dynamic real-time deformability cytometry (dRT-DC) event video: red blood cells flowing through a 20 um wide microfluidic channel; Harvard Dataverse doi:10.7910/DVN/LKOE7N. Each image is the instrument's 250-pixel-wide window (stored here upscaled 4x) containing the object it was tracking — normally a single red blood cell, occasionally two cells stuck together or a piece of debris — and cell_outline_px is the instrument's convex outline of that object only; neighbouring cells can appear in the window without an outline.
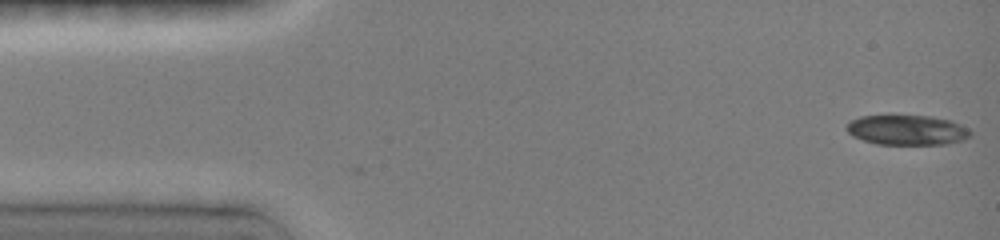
{"species": "common noctule bat (a hibernating species)", "species_latin": "Nyctalus noctula", "temperature_condition": "room temperature", "stored_images_in_passage": 22, "camera_frame_rate_fps": 3000, "um_per_image_px": 0.085, "animal": {"sex": "female", "body_mass_g": 19.0, "forearm_length_mm": 51.5}, "frame": {"image": 1, "passage_image": 1, "time_ms": 0.0, "image_size_px": [1000, 240], "cell_outline_px": [[972, 136], [964, 140], [948, 144], [876, 144], [852, 136], [844, 128], [852, 120], [860, 116], [932, 116], [952, 120], [968, 128], [972, 132]], "centroid_in_image_um": [77.15, 11.06], "position_along_channel_um": 7.9, "area_um2": 21.73}}
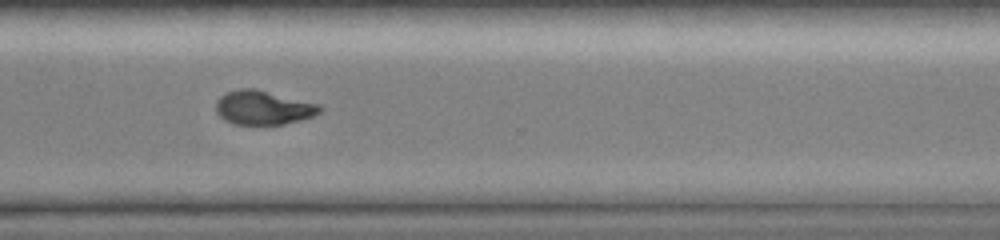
{"frame": {"image": 2, "passage_image": 16, "time_ms": 11.333, "image_size_px": [1000, 240], "cell_outline_px": [[324, 108], [320, 112], [312, 116], [300, 120], [284, 124], [232, 124], [224, 120], [216, 112], [216, 100], [220, 96], [228, 92], [240, 88], [252, 88], [320, 104]], "centroid_in_image_um": [22.37, 9.15], "position_along_channel_um": 348.2, "area_um2": 20.52}}
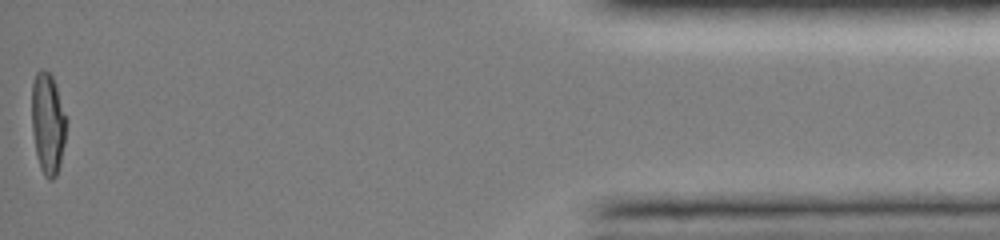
{"frame": {"image": 3, "passage_image": 22, "time_ms": 15.333, "image_size_px": [1000, 240], "cell_outline_px": [[64, 144], [60, 164], [56, 176], [52, 180], [48, 180], [44, 176], [40, 168], [36, 156], [32, 132], [32, 84], [36, 72], [40, 68], [44, 68], [52, 76], [56, 88], [64, 116]], "centroid_in_image_um": [4.02, 10.53], "position_along_channel_um": 431.2, "area_um2": 20.0}, "authors_computed_cell_mechanics": {"area_um2": 22.3397, "velocity_mm_per_s": 4.0344, "shape_relaxation_time_tau1_ms": 9.4613, "shape_relaxation_time_tau2_ms": 7.9972, "deformation_change_tau1": 0.2746, "deformation_change_tau2": 0.0976}}